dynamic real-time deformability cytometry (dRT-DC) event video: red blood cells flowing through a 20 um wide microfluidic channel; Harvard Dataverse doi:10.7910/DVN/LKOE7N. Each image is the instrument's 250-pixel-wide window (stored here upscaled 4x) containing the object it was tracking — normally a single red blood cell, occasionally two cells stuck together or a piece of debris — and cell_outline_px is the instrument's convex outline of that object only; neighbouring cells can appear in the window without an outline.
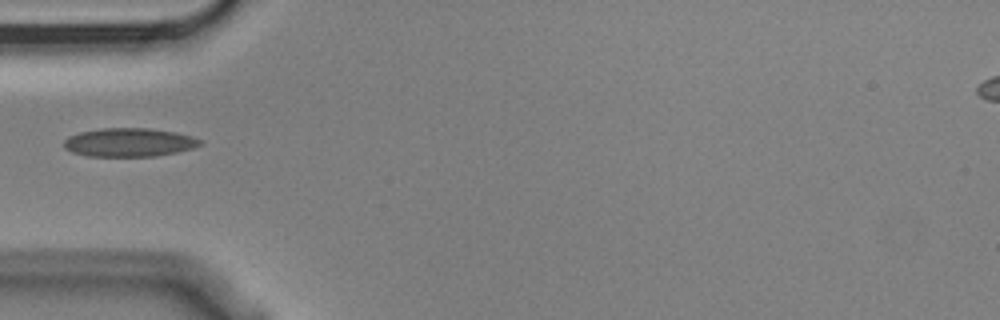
{"species": "Egyptian fruit bat (a non-hibernating species)", "species_latin": "Rousettus aegyptiacus", "temperature_condition": "cold", "stored_images_in_passage": 1, "camera_frame_rate_fps": 3000, "um_per_image_px": 0.085, "animal": {"sex": "male"}, "frame": {"image": 1, "passage_image": 1, "time_ms": 0.0, "image_size_px": [1000, 320], "cell_outline_px": [[204, 144], [192, 148], [176, 152], [156, 156], [88, 156], [72, 152], [64, 148], [64, 140], [68, 136], [80, 132], [100, 128], [148, 128], [176, 132], [192, 136], [200, 140]], "centroid_in_image_um": [10.97, 12.1], "position_along_channel_um": 74.0, "area_um2": 22.72}}